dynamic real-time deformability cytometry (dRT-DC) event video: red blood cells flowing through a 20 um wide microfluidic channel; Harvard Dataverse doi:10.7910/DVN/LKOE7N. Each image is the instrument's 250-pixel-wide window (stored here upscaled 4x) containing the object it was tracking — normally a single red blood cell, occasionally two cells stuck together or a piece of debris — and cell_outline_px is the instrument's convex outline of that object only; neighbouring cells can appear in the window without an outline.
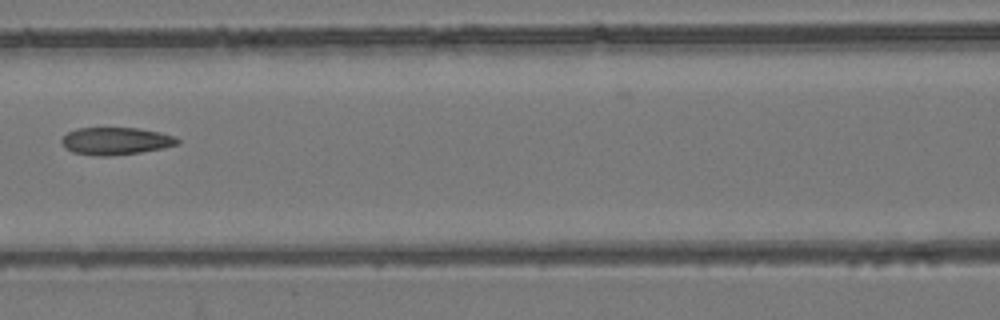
{"species": "common noctule bat (a hibernating species)", "species_latin": "Nyctalus noctula", "temperature_condition": "room temperature", "stored_images_in_passage": 8, "camera_frame_rate_fps": 3000, "um_per_image_px": 0.085, "animal": {"sex": "female", "body_mass_g": 24.6, "forearm_length_mm": 56.2}, "frame": {"image": 1, "passage_image": 8, "time_ms": 2.333, "image_size_px": [1000, 320], "cell_outline_px": [[180, 144], [140, 152], [112, 156], [100, 156], [72, 152], [64, 148], [60, 140], [68, 132], [76, 128], [140, 128], [160, 132], [176, 136], [180, 140]], "centroid_in_image_um": [9.84, 11.98], "position_along_channel_um": 156.8, "area_um2": 18.61}}